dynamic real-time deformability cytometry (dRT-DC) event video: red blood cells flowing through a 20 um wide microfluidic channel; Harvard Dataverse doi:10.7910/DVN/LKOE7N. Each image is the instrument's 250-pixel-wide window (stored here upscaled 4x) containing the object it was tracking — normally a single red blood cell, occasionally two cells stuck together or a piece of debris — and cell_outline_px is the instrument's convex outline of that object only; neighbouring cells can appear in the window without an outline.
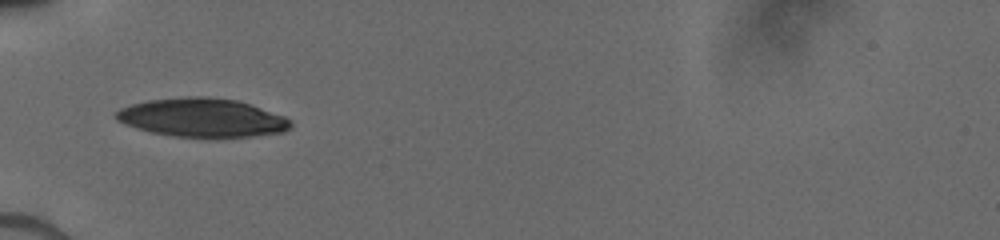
{"species": "human", "species_latin": "Homo sapiens", "temperature_condition": "cold", "stored_images_in_passage": 7, "camera_frame_rate_fps": 3000, "um_per_image_px": 0.085, "donor": {"sex": "male"}, "frame": {"image": 1, "passage_image": 7, "time_ms": 5.0, "image_size_px": [1000, 240], "cell_outline_px": [[292, 128], [284, 132], [252, 136], [172, 136], [152, 132], [136, 128], [124, 124], [116, 120], [112, 116], [112, 112], [120, 108], [132, 104], [148, 100], [188, 96], [204, 96], [236, 100], [284, 116], [292, 120]], "centroid_in_image_um": [17.14, 9.99], "position_along_channel_um": 67.9, "area_um2": 39.19}}